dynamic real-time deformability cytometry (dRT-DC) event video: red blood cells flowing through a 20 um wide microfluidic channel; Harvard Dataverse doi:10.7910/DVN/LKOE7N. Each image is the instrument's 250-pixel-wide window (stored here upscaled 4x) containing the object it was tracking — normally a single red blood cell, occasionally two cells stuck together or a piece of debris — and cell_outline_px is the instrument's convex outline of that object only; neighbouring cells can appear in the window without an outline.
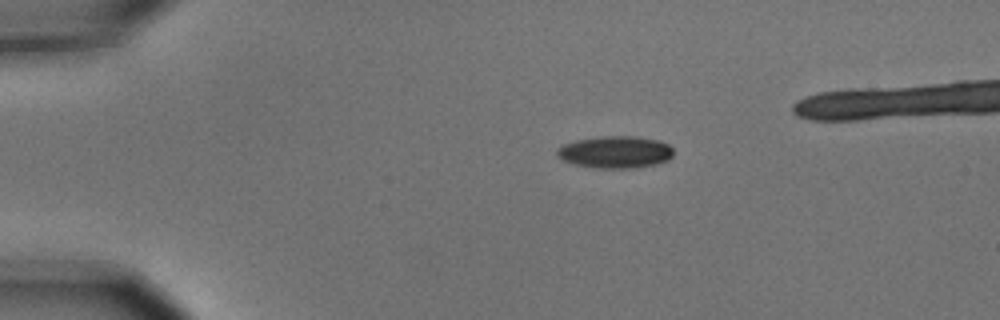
{"species": "common noctule bat (a hibernating species)", "species_latin": "Nyctalus noctula", "temperature_condition": "cold", "stored_images_in_passage": 4, "camera_frame_rate_fps": 3000, "um_per_image_px": 0.085, "animal": {"sex": "male", "body_mass_g": 15.6}, "frame": {"image": 1, "passage_image": 1, "time_ms": 0.0, "image_size_px": [1000, 320], "cell_outline_px": [[672, 156], [668, 160], [656, 164], [628, 168], [596, 168], [576, 164], [564, 160], [556, 156], [556, 148], [564, 144], [576, 140], [600, 136], [632, 136], [660, 140], [668, 144], [672, 148]], "centroid_in_image_um": [52.29, 12.91], "position_along_channel_um": 32.7, "area_um2": 21.73}}
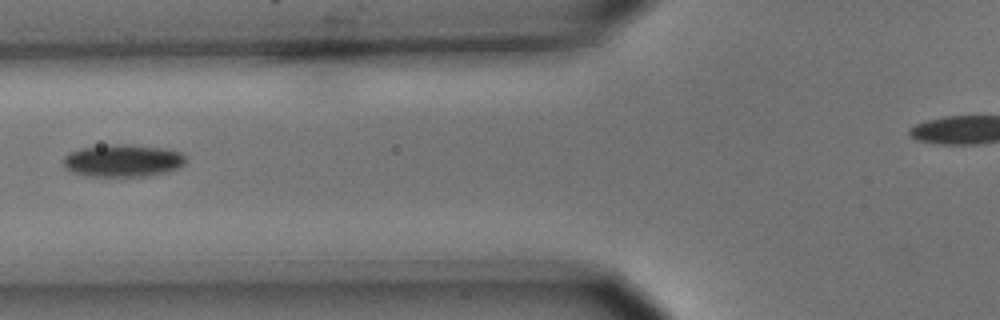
{"frame": {"image": 2, "passage_image": 4, "time_ms": 1.0, "image_size_px": [1000, 320], "cell_outline_px": [[184, 164], [180, 168], [168, 172], [148, 176], [92, 176], [72, 172], [64, 168], [64, 156], [68, 152], [80, 148], [120, 144], [124, 144], [164, 148], [180, 152], [184, 156]], "centroid_in_image_um": [10.44, 13.66], "position_along_channel_um": 115.4, "area_um2": 23.06}}